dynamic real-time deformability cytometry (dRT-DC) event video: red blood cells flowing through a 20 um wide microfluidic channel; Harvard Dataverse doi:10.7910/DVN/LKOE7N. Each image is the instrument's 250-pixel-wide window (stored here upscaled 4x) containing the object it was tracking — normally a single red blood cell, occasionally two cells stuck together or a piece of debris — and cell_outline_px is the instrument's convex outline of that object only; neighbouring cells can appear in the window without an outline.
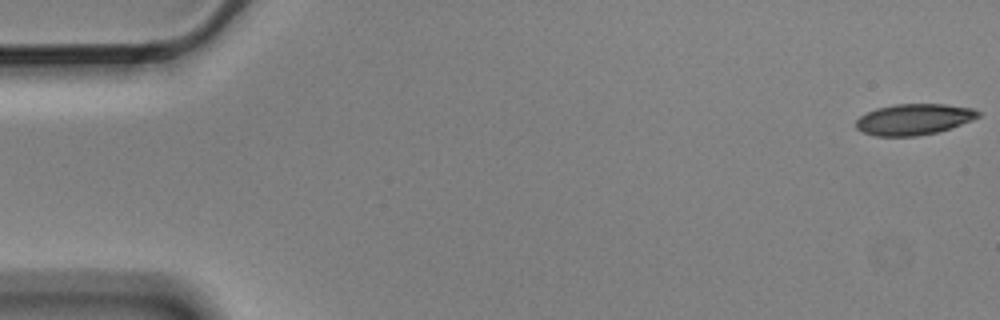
{"species": "Egyptian fruit bat (a non-hibernating species)", "species_latin": "Rousettus aegyptiacus", "temperature_condition": "cold", "stored_images_in_passage": 6, "segment_of_instrument_passage": [1, 2], "camera_frame_rate_fps": 3000, "um_per_image_px": 0.085, "animal": {"sex": "male"}, "frame": {"image": 1, "passage_image": 1, "time_ms": 0.0, "image_size_px": [1000, 320], "cell_outline_px": [[980, 116], [972, 120], [936, 132], [916, 136], [876, 136], [864, 132], [856, 128], [856, 120], [860, 116], [876, 108], [896, 104], [944, 104], [972, 108], [980, 112]], "centroid_in_image_um": [77.66, 10.14], "position_along_channel_um": 7.3, "area_um2": 21.85}}
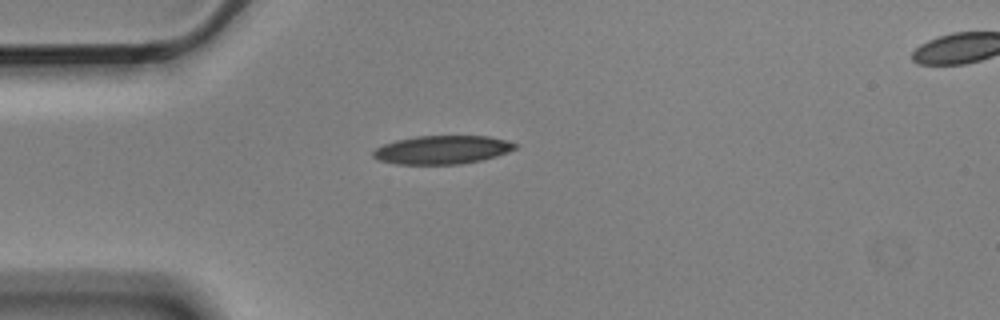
{"frame": {"image": 2, "passage_image": 5, "time_ms": 1.333, "image_size_px": [1000, 320], "cell_outline_px": [[516, 148], [496, 156], [480, 160], [460, 164], [396, 164], [380, 160], [372, 156], [372, 152], [376, 148], [384, 144], [396, 140], [416, 136], [488, 136], [504, 140], [516, 144]], "centroid_in_image_um": [37.55, 12.73], "position_along_channel_um": 47.5, "area_um2": 23.29}}